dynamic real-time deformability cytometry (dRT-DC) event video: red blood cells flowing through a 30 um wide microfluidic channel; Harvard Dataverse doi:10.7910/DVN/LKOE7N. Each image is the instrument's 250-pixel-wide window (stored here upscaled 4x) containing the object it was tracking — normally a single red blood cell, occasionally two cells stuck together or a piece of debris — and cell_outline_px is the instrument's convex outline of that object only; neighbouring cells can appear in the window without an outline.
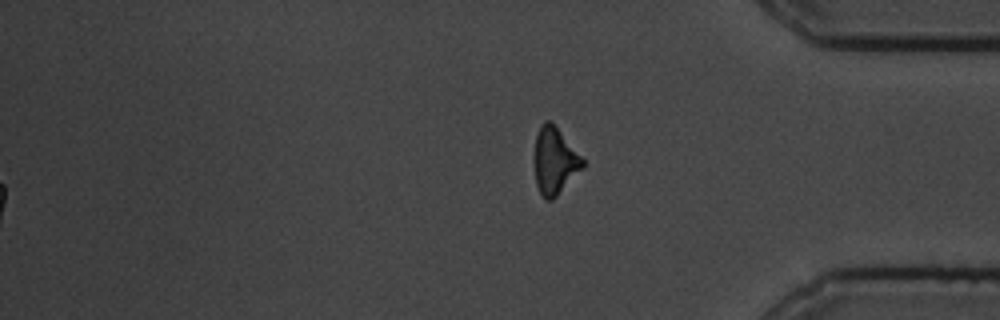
{"species": "common noctule bat (a hibernating species)", "species_latin": "Nyctalus noctula", "temperature_condition": "cold", "stored_images_in_passage": 59, "segment_of_instrument_passage": [2, 2], "camera_frame_rate_fps": 3000, "um_per_image_px": 0.085, "animal": {"sex": "male", "body_mass_g": 19.5, "forearm_length_mm": 54.6}, "frame": {"image": 1, "passage_image": 59, "time_ms": 19.333, "image_size_px": [1000, 320], "cell_outline_px": [[584, 168], [552, 200], [544, 200], [536, 184], [536, 136], [540, 124], [544, 120], [552, 120], [584, 160]], "centroid_in_image_um": [47.17, 13.65], "position_along_channel_um": 388.0, "area_um2": 18.61}}